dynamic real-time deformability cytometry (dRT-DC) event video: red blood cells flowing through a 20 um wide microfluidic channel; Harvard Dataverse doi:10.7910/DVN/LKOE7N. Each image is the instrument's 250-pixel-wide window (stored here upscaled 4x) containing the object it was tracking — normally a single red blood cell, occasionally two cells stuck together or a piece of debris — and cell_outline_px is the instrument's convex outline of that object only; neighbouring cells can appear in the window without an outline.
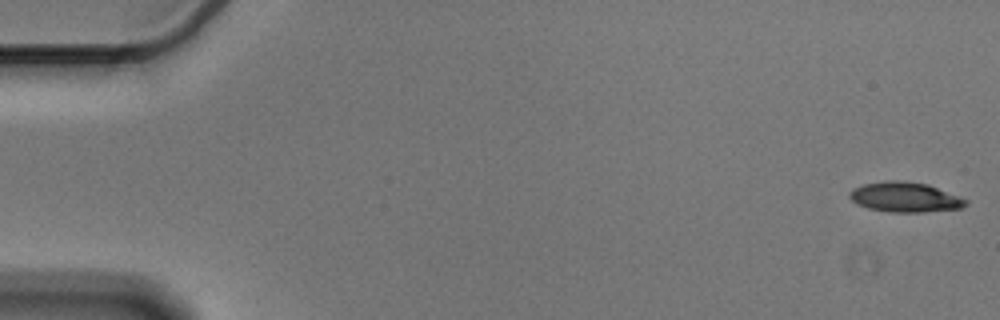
{"species": "Egyptian fruit bat (a non-hibernating species)", "species_latin": "Rousettus aegyptiacus", "temperature_condition": "cold", "stored_images_in_passage": 56, "camera_frame_rate_fps": 3000, "um_per_image_px": 0.085, "animal": {"sex": "male"}, "frame": {"image": 1, "passage_image": 1, "time_ms": 0.0, "image_size_px": [1000, 320], "cell_outline_px": [[968, 204], [960, 208], [924, 212], [888, 212], [868, 208], [856, 204], [848, 196], [848, 192], [852, 188], [864, 184], [884, 180], [900, 180], [928, 184], [968, 200]], "centroid_in_image_um": [76.88, 16.75], "position_along_channel_um": 8.1, "area_um2": 20.4}}
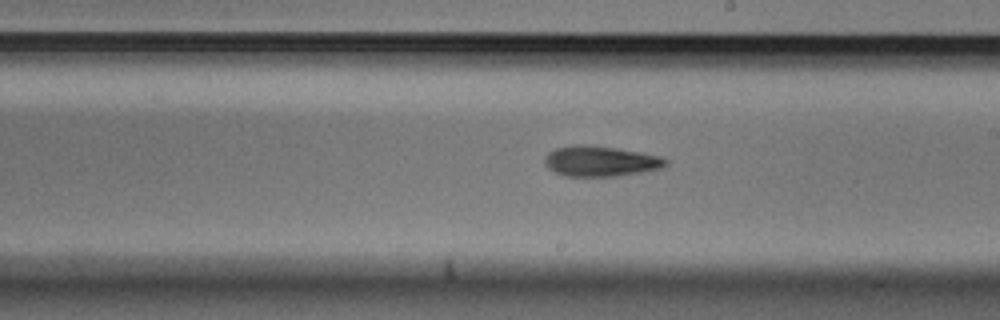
{"frame": {"image": 2, "passage_image": 32, "time_ms": 10.333, "image_size_px": [1000, 320], "cell_outline_px": [[668, 164], [664, 168], [616, 176], [564, 176], [548, 168], [544, 164], [544, 156], [548, 152], [556, 148], [572, 144], [588, 144], [616, 148], [640, 152], [660, 156], [668, 160]], "centroid_in_image_um": [51.03, 13.69], "position_along_channel_um": 238.0, "area_um2": 21.68}}
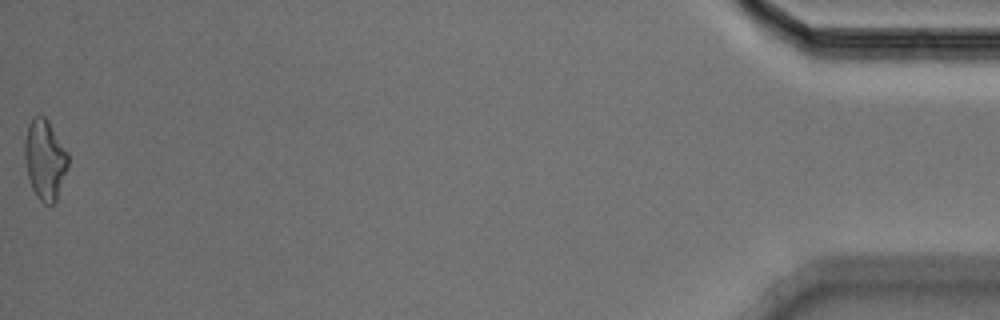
{"frame": {"image": 3, "passage_image": 56, "time_ms": 18.333, "image_size_px": [1000, 320], "cell_outline_px": [[68, 164], [56, 200], [52, 204], [44, 204], [36, 196], [32, 188], [28, 176], [24, 160], [24, 140], [28, 124], [32, 116], [44, 116], [48, 120], [68, 152]], "centroid_in_image_um": [3.79, 13.54], "position_along_channel_um": 431.4, "area_um2": 20.23}, "authors_computed_cell_mechanics": {"area_um2": 20.6924, "velocity_mm_per_s": 3.5942, "shape_relaxation_time_tau1_ms": 4.7431, "shape_relaxation_time_tau2_ms": 9.6701, "deformation_change_tau1": 0.1587, "deformation_change_tau2": 0.2304}}